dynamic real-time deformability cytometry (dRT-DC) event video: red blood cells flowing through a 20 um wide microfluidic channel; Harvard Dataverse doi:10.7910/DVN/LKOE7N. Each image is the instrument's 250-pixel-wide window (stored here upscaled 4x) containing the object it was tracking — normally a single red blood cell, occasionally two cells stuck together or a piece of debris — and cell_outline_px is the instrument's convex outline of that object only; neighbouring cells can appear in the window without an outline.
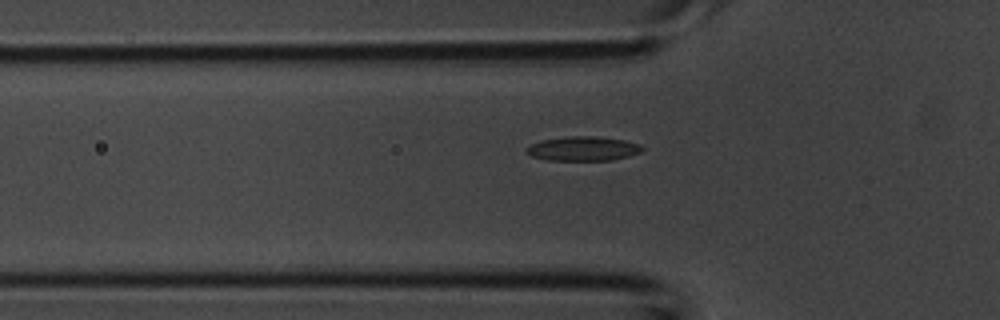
{"species": "common noctule bat (a hibernating species)", "species_latin": "Nyctalus noctula", "temperature_condition": "room temperature", "stored_images_in_passage": 31, "camera_frame_rate_fps": 3000, "um_per_image_px": 0.085, "animal": {"sex": "male", "body_mass_g": 20.1, "forearm_length_mm": 53.5}, "frame": {"image": 1, "passage_image": 2, "time_ms": 0.333, "image_size_px": [1000, 320], "cell_outline_px": [[644, 148], [640, 152], [628, 156], [612, 160], [548, 160], [532, 156], [524, 152], [524, 148], [540, 140], [572, 136], [592, 136], [624, 140], [640, 144]], "centroid_in_image_um": [49.53, 12.63], "position_along_channel_um": 76.3, "area_um2": 16.36}}
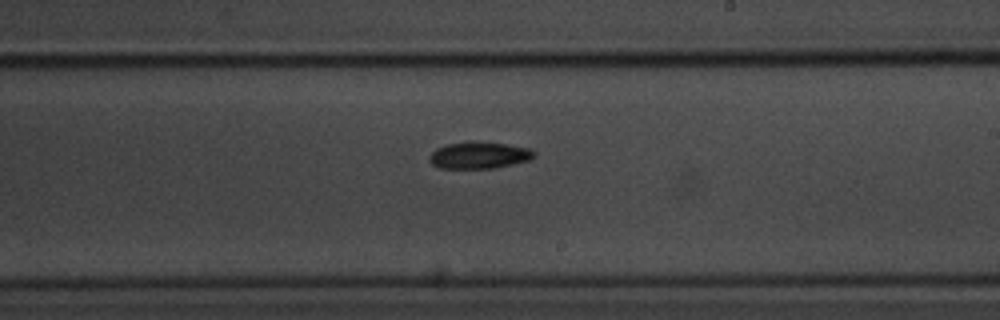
{"frame": {"image": 2, "passage_image": 13, "time_ms": 4.0, "image_size_px": [1000, 320], "cell_outline_px": [[536, 156], [532, 160], [496, 168], [440, 168], [432, 164], [428, 160], [428, 156], [436, 148], [448, 144], [472, 140], [504, 144], [528, 148], [536, 152]], "centroid_in_image_um": [40.73, 13.19], "position_along_channel_um": 248.3, "area_um2": 16.59}}
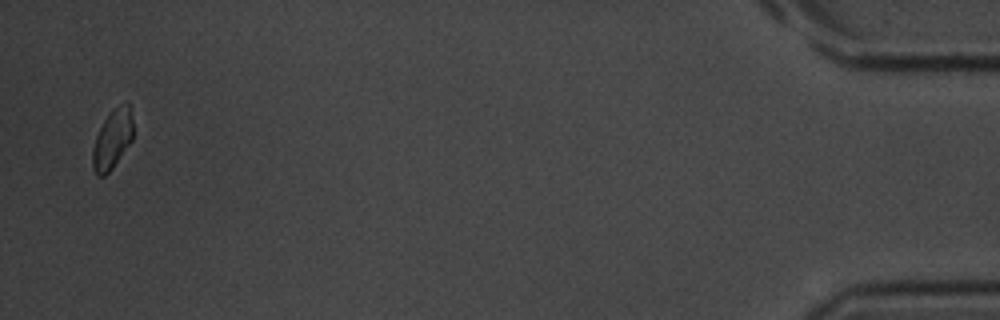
{"frame": {"image": 3, "passage_image": 30, "time_ms": 9.667, "image_size_px": [1000, 320], "cell_outline_px": [[132, 140], [112, 168], [104, 176], [96, 176], [92, 168], [92, 148], [96, 136], [104, 120], [112, 108], [128, 100], [132, 120]], "centroid_in_image_um": [9.53, 11.82], "position_along_channel_um": 425.7, "area_um2": 14.05}}